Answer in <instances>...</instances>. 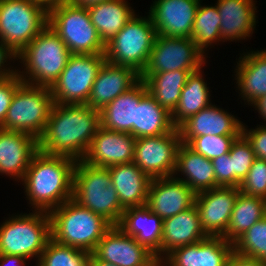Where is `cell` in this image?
Masks as SVG:
<instances>
[{
  "mask_svg": "<svg viewBox=\"0 0 266 266\" xmlns=\"http://www.w3.org/2000/svg\"><path fill=\"white\" fill-rule=\"evenodd\" d=\"M100 126V111L87 104L54 103L38 139L39 151L80 161Z\"/></svg>",
  "mask_w": 266,
  "mask_h": 266,
  "instance_id": "1",
  "label": "cell"
},
{
  "mask_svg": "<svg viewBox=\"0 0 266 266\" xmlns=\"http://www.w3.org/2000/svg\"><path fill=\"white\" fill-rule=\"evenodd\" d=\"M76 160L38 151L22 180L25 195L35 211L50 212L73 195Z\"/></svg>",
  "mask_w": 266,
  "mask_h": 266,
  "instance_id": "2",
  "label": "cell"
},
{
  "mask_svg": "<svg viewBox=\"0 0 266 266\" xmlns=\"http://www.w3.org/2000/svg\"><path fill=\"white\" fill-rule=\"evenodd\" d=\"M51 238L92 254L112 225L102 216L70 199L49 212Z\"/></svg>",
  "mask_w": 266,
  "mask_h": 266,
  "instance_id": "3",
  "label": "cell"
},
{
  "mask_svg": "<svg viewBox=\"0 0 266 266\" xmlns=\"http://www.w3.org/2000/svg\"><path fill=\"white\" fill-rule=\"evenodd\" d=\"M71 55L62 39L47 25L17 54L24 67L22 72L17 69V75L23 83L50 88Z\"/></svg>",
  "mask_w": 266,
  "mask_h": 266,
  "instance_id": "4",
  "label": "cell"
},
{
  "mask_svg": "<svg viewBox=\"0 0 266 266\" xmlns=\"http://www.w3.org/2000/svg\"><path fill=\"white\" fill-rule=\"evenodd\" d=\"M72 199L102 216L112 226L118 225L125 210L112 185L108 168L89 165L83 160L75 165Z\"/></svg>",
  "mask_w": 266,
  "mask_h": 266,
  "instance_id": "5",
  "label": "cell"
},
{
  "mask_svg": "<svg viewBox=\"0 0 266 266\" xmlns=\"http://www.w3.org/2000/svg\"><path fill=\"white\" fill-rule=\"evenodd\" d=\"M10 218V219H9ZM0 225V254L17 255L38 261L51 239V221L48 212L9 216Z\"/></svg>",
  "mask_w": 266,
  "mask_h": 266,
  "instance_id": "6",
  "label": "cell"
},
{
  "mask_svg": "<svg viewBox=\"0 0 266 266\" xmlns=\"http://www.w3.org/2000/svg\"><path fill=\"white\" fill-rule=\"evenodd\" d=\"M48 26L71 54H104L105 45L91 22L87 8L61 1L48 10Z\"/></svg>",
  "mask_w": 266,
  "mask_h": 266,
  "instance_id": "7",
  "label": "cell"
},
{
  "mask_svg": "<svg viewBox=\"0 0 266 266\" xmlns=\"http://www.w3.org/2000/svg\"><path fill=\"white\" fill-rule=\"evenodd\" d=\"M136 16L105 45L104 54L108 63L133 68L141 75L147 66L157 33L150 15Z\"/></svg>",
  "mask_w": 266,
  "mask_h": 266,
  "instance_id": "8",
  "label": "cell"
},
{
  "mask_svg": "<svg viewBox=\"0 0 266 266\" xmlns=\"http://www.w3.org/2000/svg\"><path fill=\"white\" fill-rule=\"evenodd\" d=\"M53 105L49 87L22 83L12 97L2 129L25 132L39 139Z\"/></svg>",
  "mask_w": 266,
  "mask_h": 266,
  "instance_id": "9",
  "label": "cell"
},
{
  "mask_svg": "<svg viewBox=\"0 0 266 266\" xmlns=\"http://www.w3.org/2000/svg\"><path fill=\"white\" fill-rule=\"evenodd\" d=\"M48 25V10L29 0H0V42L16 54Z\"/></svg>",
  "mask_w": 266,
  "mask_h": 266,
  "instance_id": "10",
  "label": "cell"
},
{
  "mask_svg": "<svg viewBox=\"0 0 266 266\" xmlns=\"http://www.w3.org/2000/svg\"><path fill=\"white\" fill-rule=\"evenodd\" d=\"M105 54H72L58 79L50 87L54 103L87 104Z\"/></svg>",
  "mask_w": 266,
  "mask_h": 266,
  "instance_id": "11",
  "label": "cell"
},
{
  "mask_svg": "<svg viewBox=\"0 0 266 266\" xmlns=\"http://www.w3.org/2000/svg\"><path fill=\"white\" fill-rule=\"evenodd\" d=\"M204 55L191 38L157 34L141 80L145 81L152 73L198 70L206 62Z\"/></svg>",
  "mask_w": 266,
  "mask_h": 266,
  "instance_id": "12",
  "label": "cell"
},
{
  "mask_svg": "<svg viewBox=\"0 0 266 266\" xmlns=\"http://www.w3.org/2000/svg\"><path fill=\"white\" fill-rule=\"evenodd\" d=\"M181 144L178 128L163 135L136 138L133 162L151 179L173 176Z\"/></svg>",
  "mask_w": 266,
  "mask_h": 266,
  "instance_id": "13",
  "label": "cell"
},
{
  "mask_svg": "<svg viewBox=\"0 0 266 266\" xmlns=\"http://www.w3.org/2000/svg\"><path fill=\"white\" fill-rule=\"evenodd\" d=\"M237 187H216L195 196V206L200 215V225L207 236L224 237L230 221Z\"/></svg>",
  "mask_w": 266,
  "mask_h": 266,
  "instance_id": "14",
  "label": "cell"
},
{
  "mask_svg": "<svg viewBox=\"0 0 266 266\" xmlns=\"http://www.w3.org/2000/svg\"><path fill=\"white\" fill-rule=\"evenodd\" d=\"M100 261L115 266H147L156 257L134 237L112 226L92 253Z\"/></svg>",
  "mask_w": 266,
  "mask_h": 266,
  "instance_id": "15",
  "label": "cell"
},
{
  "mask_svg": "<svg viewBox=\"0 0 266 266\" xmlns=\"http://www.w3.org/2000/svg\"><path fill=\"white\" fill-rule=\"evenodd\" d=\"M155 1V2H154ZM149 15L158 35L191 38L201 0H154Z\"/></svg>",
  "mask_w": 266,
  "mask_h": 266,
  "instance_id": "16",
  "label": "cell"
},
{
  "mask_svg": "<svg viewBox=\"0 0 266 266\" xmlns=\"http://www.w3.org/2000/svg\"><path fill=\"white\" fill-rule=\"evenodd\" d=\"M196 194L175 175L152 178L146 206L162 220L177 215L195 204Z\"/></svg>",
  "mask_w": 266,
  "mask_h": 266,
  "instance_id": "17",
  "label": "cell"
},
{
  "mask_svg": "<svg viewBox=\"0 0 266 266\" xmlns=\"http://www.w3.org/2000/svg\"><path fill=\"white\" fill-rule=\"evenodd\" d=\"M136 139L130 133L116 132L99 127L82 159L89 165L109 168L132 163Z\"/></svg>",
  "mask_w": 266,
  "mask_h": 266,
  "instance_id": "18",
  "label": "cell"
},
{
  "mask_svg": "<svg viewBox=\"0 0 266 266\" xmlns=\"http://www.w3.org/2000/svg\"><path fill=\"white\" fill-rule=\"evenodd\" d=\"M39 151L38 139L20 131L0 128V174L23 180L33 156Z\"/></svg>",
  "mask_w": 266,
  "mask_h": 266,
  "instance_id": "19",
  "label": "cell"
},
{
  "mask_svg": "<svg viewBox=\"0 0 266 266\" xmlns=\"http://www.w3.org/2000/svg\"><path fill=\"white\" fill-rule=\"evenodd\" d=\"M234 252L224 237L208 236L199 242L178 247L163 257L168 266H226Z\"/></svg>",
  "mask_w": 266,
  "mask_h": 266,
  "instance_id": "20",
  "label": "cell"
},
{
  "mask_svg": "<svg viewBox=\"0 0 266 266\" xmlns=\"http://www.w3.org/2000/svg\"><path fill=\"white\" fill-rule=\"evenodd\" d=\"M140 80V74L133 68L113 65L105 61L93 83L87 105L100 111L117 96L134 87Z\"/></svg>",
  "mask_w": 266,
  "mask_h": 266,
  "instance_id": "21",
  "label": "cell"
},
{
  "mask_svg": "<svg viewBox=\"0 0 266 266\" xmlns=\"http://www.w3.org/2000/svg\"><path fill=\"white\" fill-rule=\"evenodd\" d=\"M242 123L227 110L211 104L191 116L178 129L182 143L187 144L192 138L202 135L240 136Z\"/></svg>",
  "mask_w": 266,
  "mask_h": 266,
  "instance_id": "22",
  "label": "cell"
},
{
  "mask_svg": "<svg viewBox=\"0 0 266 266\" xmlns=\"http://www.w3.org/2000/svg\"><path fill=\"white\" fill-rule=\"evenodd\" d=\"M117 226L159 258L163 220L146 205L125 209Z\"/></svg>",
  "mask_w": 266,
  "mask_h": 266,
  "instance_id": "23",
  "label": "cell"
},
{
  "mask_svg": "<svg viewBox=\"0 0 266 266\" xmlns=\"http://www.w3.org/2000/svg\"><path fill=\"white\" fill-rule=\"evenodd\" d=\"M207 237L201 228L199 211L194 204L191 208L163 220L159 258L165 257L178 247L199 242Z\"/></svg>",
  "mask_w": 266,
  "mask_h": 266,
  "instance_id": "24",
  "label": "cell"
},
{
  "mask_svg": "<svg viewBox=\"0 0 266 266\" xmlns=\"http://www.w3.org/2000/svg\"><path fill=\"white\" fill-rule=\"evenodd\" d=\"M254 0H218L216 5L221 17L222 42L238 41L251 37L256 26Z\"/></svg>",
  "mask_w": 266,
  "mask_h": 266,
  "instance_id": "25",
  "label": "cell"
},
{
  "mask_svg": "<svg viewBox=\"0 0 266 266\" xmlns=\"http://www.w3.org/2000/svg\"><path fill=\"white\" fill-rule=\"evenodd\" d=\"M124 209L146 205L151 178L134 162L108 168Z\"/></svg>",
  "mask_w": 266,
  "mask_h": 266,
  "instance_id": "26",
  "label": "cell"
},
{
  "mask_svg": "<svg viewBox=\"0 0 266 266\" xmlns=\"http://www.w3.org/2000/svg\"><path fill=\"white\" fill-rule=\"evenodd\" d=\"M147 92L145 82L140 80L130 90L117 96L100 110L101 126L108 130L131 134L135 127L136 107Z\"/></svg>",
  "mask_w": 266,
  "mask_h": 266,
  "instance_id": "27",
  "label": "cell"
},
{
  "mask_svg": "<svg viewBox=\"0 0 266 266\" xmlns=\"http://www.w3.org/2000/svg\"><path fill=\"white\" fill-rule=\"evenodd\" d=\"M236 65L235 80L245 104L266 95V50L243 53Z\"/></svg>",
  "mask_w": 266,
  "mask_h": 266,
  "instance_id": "28",
  "label": "cell"
},
{
  "mask_svg": "<svg viewBox=\"0 0 266 266\" xmlns=\"http://www.w3.org/2000/svg\"><path fill=\"white\" fill-rule=\"evenodd\" d=\"M181 172L184 178L177 173ZM174 175L183 181L195 194L216 188V177L211 160L194 152L186 144H181L177 153Z\"/></svg>",
  "mask_w": 266,
  "mask_h": 266,
  "instance_id": "29",
  "label": "cell"
},
{
  "mask_svg": "<svg viewBox=\"0 0 266 266\" xmlns=\"http://www.w3.org/2000/svg\"><path fill=\"white\" fill-rule=\"evenodd\" d=\"M126 0H108L87 7L91 22L104 45L136 14Z\"/></svg>",
  "mask_w": 266,
  "mask_h": 266,
  "instance_id": "30",
  "label": "cell"
},
{
  "mask_svg": "<svg viewBox=\"0 0 266 266\" xmlns=\"http://www.w3.org/2000/svg\"><path fill=\"white\" fill-rule=\"evenodd\" d=\"M201 69L188 75L186 84L181 90L179 102L171 113V121L175 128H179L191 116L212 104L210 90L204 81Z\"/></svg>",
  "mask_w": 266,
  "mask_h": 266,
  "instance_id": "31",
  "label": "cell"
},
{
  "mask_svg": "<svg viewBox=\"0 0 266 266\" xmlns=\"http://www.w3.org/2000/svg\"><path fill=\"white\" fill-rule=\"evenodd\" d=\"M174 128L171 113L161 107L147 92L136 107L135 127L131 130V135L135 139L158 136L169 133Z\"/></svg>",
  "mask_w": 266,
  "mask_h": 266,
  "instance_id": "32",
  "label": "cell"
},
{
  "mask_svg": "<svg viewBox=\"0 0 266 266\" xmlns=\"http://www.w3.org/2000/svg\"><path fill=\"white\" fill-rule=\"evenodd\" d=\"M266 216V200L238 193L224 238L234 243L253 224Z\"/></svg>",
  "mask_w": 266,
  "mask_h": 266,
  "instance_id": "33",
  "label": "cell"
},
{
  "mask_svg": "<svg viewBox=\"0 0 266 266\" xmlns=\"http://www.w3.org/2000/svg\"><path fill=\"white\" fill-rule=\"evenodd\" d=\"M194 71L197 70L152 73L144 82L157 103L172 113L179 102L188 75Z\"/></svg>",
  "mask_w": 266,
  "mask_h": 266,
  "instance_id": "34",
  "label": "cell"
},
{
  "mask_svg": "<svg viewBox=\"0 0 266 266\" xmlns=\"http://www.w3.org/2000/svg\"><path fill=\"white\" fill-rule=\"evenodd\" d=\"M220 23L221 17L217 5L203 6L200 1L194 19L191 39L204 54L209 46L222 41Z\"/></svg>",
  "mask_w": 266,
  "mask_h": 266,
  "instance_id": "35",
  "label": "cell"
},
{
  "mask_svg": "<svg viewBox=\"0 0 266 266\" xmlns=\"http://www.w3.org/2000/svg\"><path fill=\"white\" fill-rule=\"evenodd\" d=\"M89 258V252L62 245L51 238L38 262L41 266H87Z\"/></svg>",
  "mask_w": 266,
  "mask_h": 266,
  "instance_id": "36",
  "label": "cell"
},
{
  "mask_svg": "<svg viewBox=\"0 0 266 266\" xmlns=\"http://www.w3.org/2000/svg\"><path fill=\"white\" fill-rule=\"evenodd\" d=\"M234 252L266 263V216L233 243Z\"/></svg>",
  "mask_w": 266,
  "mask_h": 266,
  "instance_id": "37",
  "label": "cell"
},
{
  "mask_svg": "<svg viewBox=\"0 0 266 266\" xmlns=\"http://www.w3.org/2000/svg\"><path fill=\"white\" fill-rule=\"evenodd\" d=\"M229 155L232 160V187L239 188L252 166L255 154L250 143L241 134L232 143Z\"/></svg>",
  "mask_w": 266,
  "mask_h": 266,
  "instance_id": "38",
  "label": "cell"
},
{
  "mask_svg": "<svg viewBox=\"0 0 266 266\" xmlns=\"http://www.w3.org/2000/svg\"><path fill=\"white\" fill-rule=\"evenodd\" d=\"M239 136L202 135L192 138L186 145L194 152L213 160L230 151L232 143Z\"/></svg>",
  "mask_w": 266,
  "mask_h": 266,
  "instance_id": "39",
  "label": "cell"
},
{
  "mask_svg": "<svg viewBox=\"0 0 266 266\" xmlns=\"http://www.w3.org/2000/svg\"><path fill=\"white\" fill-rule=\"evenodd\" d=\"M241 193L266 200V160L255 158L239 186Z\"/></svg>",
  "mask_w": 266,
  "mask_h": 266,
  "instance_id": "40",
  "label": "cell"
},
{
  "mask_svg": "<svg viewBox=\"0 0 266 266\" xmlns=\"http://www.w3.org/2000/svg\"><path fill=\"white\" fill-rule=\"evenodd\" d=\"M23 83L20 77L15 74L6 79L0 80V128L2 129V125L6 118L8 108L10 107V103L12 97L16 91V89Z\"/></svg>",
  "mask_w": 266,
  "mask_h": 266,
  "instance_id": "41",
  "label": "cell"
},
{
  "mask_svg": "<svg viewBox=\"0 0 266 266\" xmlns=\"http://www.w3.org/2000/svg\"><path fill=\"white\" fill-rule=\"evenodd\" d=\"M242 135L250 143L255 158L266 160V125H259L255 129L248 130L243 124Z\"/></svg>",
  "mask_w": 266,
  "mask_h": 266,
  "instance_id": "42",
  "label": "cell"
},
{
  "mask_svg": "<svg viewBox=\"0 0 266 266\" xmlns=\"http://www.w3.org/2000/svg\"><path fill=\"white\" fill-rule=\"evenodd\" d=\"M216 187H232V160L229 153L212 160Z\"/></svg>",
  "mask_w": 266,
  "mask_h": 266,
  "instance_id": "43",
  "label": "cell"
},
{
  "mask_svg": "<svg viewBox=\"0 0 266 266\" xmlns=\"http://www.w3.org/2000/svg\"><path fill=\"white\" fill-rule=\"evenodd\" d=\"M9 60H17V54L4 43L0 42V80L6 79L17 74V70L11 69L5 66V63ZM7 61V62H6Z\"/></svg>",
  "mask_w": 266,
  "mask_h": 266,
  "instance_id": "44",
  "label": "cell"
},
{
  "mask_svg": "<svg viewBox=\"0 0 266 266\" xmlns=\"http://www.w3.org/2000/svg\"><path fill=\"white\" fill-rule=\"evenodd\" d=\"M226 266H266V263L259 259L246 257L233 252L229 257Z\"/></svg>",
  "mask_w": 266,
  "mask_h": 266,
  "instance_id": "45",
  "label": "cell"
},
{
  "mask_svg": "<svg viewBox=\"0 0 266 266\" xmlns=\"http://www.w3.org/2000/svg\"><path fill=\"white\" fill-rule=\"evenodd\" d=\"M26 261L21 256L0 254V266H26Z\"/></svg>",
  "mask_w": 266,
  "mask_h": 266,
  "instance_id": "46",
  "label": "cell"
},
{
  "mask_svg": "<svg viewBox=\"0 0 266 266\" xmlns=\"http://www.w3.org/2000/svg\"><path fill=\"white\" fill-rule=\"evenodd\" d=\"M258 111L264 121H266V95L261 96L254 103L251 104ZM266 125V124H265Z\"/></svg>",
  "mask_w": 266,
  "mask_h": 266,
  "instance_id": "47",
  "label": "cell"
},
{
  "mask_svg": "<svg viewBox=\"0 0 266 266\" xmlns=\"http://www.w3.org/2000/svg\"><path fill=\"white\" fill-rule=\"evenodd\" d=\"M64 1H66L67 3L73 4V5L83 6L87 8L89 6L99 4V3H102L108 0H64Z\"/></svg>",
  "mask_w": 266,
  "mask_h": 266,
  "instance_id": "48",
  "label": "cell"
},
{
  "mask_svg": "<svg viewBox=\"0 0 266 266\" xmlns=\"http://www.w3.org/2000/svg\"><path fill=\"white\" fill-rule=\"evenodd\" d=\"M87 266H115L111 263L100 261L93 254H90V258Z\"/></svg>",
  "mask_w": 266,
  "mask_h": 266,
  "instance_id": "49",
  "label": "cell"
},
{
  "mask_svg": "<svg viewBox=\"0 0 266 266\" xmlns=\"http://www.w3.org/2000/svg\"><path fill=\"white\" fill-rule=\"evenodd\" d=\"M29 1H33L35 3H38V4L42 5L43 7H45L47 10H49L54 5H56L57 3L64 1V0H29Z\"/></svg>",
  "mask_w": 266,
  "mask_h": 266,
  "instance_id": "50",
  "label": "cell"
},
{
  "mask_svg": "<svg viewBox=\"0 0 266 266\" xmlns=\"http://www.w3.org/2000/svg\"><path fill=\"white\" fill-rule=\"evenodd\" d=\"M147 266H168L164 258H155Z\"/></svg>",
  "mask_w": 266,
  "mask_h": 266,
  "instance_id": "51",
  "label": "cell"
}]
</instances>
